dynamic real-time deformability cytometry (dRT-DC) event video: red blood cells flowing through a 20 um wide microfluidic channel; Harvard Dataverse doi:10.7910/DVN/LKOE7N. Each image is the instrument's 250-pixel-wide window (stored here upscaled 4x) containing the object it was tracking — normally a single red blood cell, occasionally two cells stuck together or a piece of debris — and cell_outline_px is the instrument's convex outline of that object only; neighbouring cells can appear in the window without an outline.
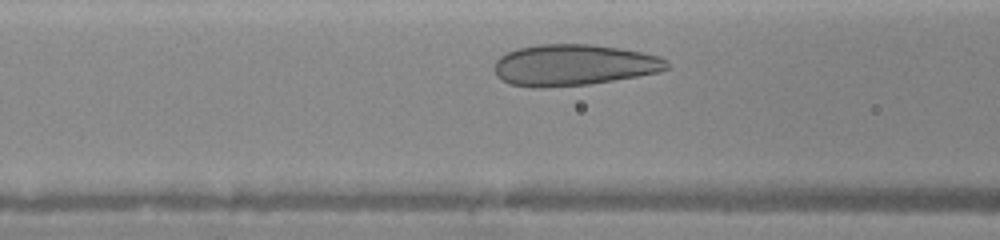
{"species": "human", "species_latin": "Homo sapiens", "temperature_condition": "warm", "stored_images_in_passage": 10, "camera_frame_rate_fps": 3000, "um_per_image_px": 0.085, "donor": {"sex": "female"}, "frame": {"image": 1, "passage_image": 7, "time_ms": 2.333, "image_size_px": [1000, 240], "cell_outline_px": [[672, 68], [660, 72], [588, 84], [544, 88], [532, 88], [508, 84], [500, 80], [496, 76], [492, 68], [496, 60], [500, 56], [516, 48], [540, 44], [592, 44], [620, 48], [660, 56], [668, 60]], "centroid_in_image_um": [48.74, 5.53], "position_along_channel_um": 117.9, "area_um2": 42.02}}
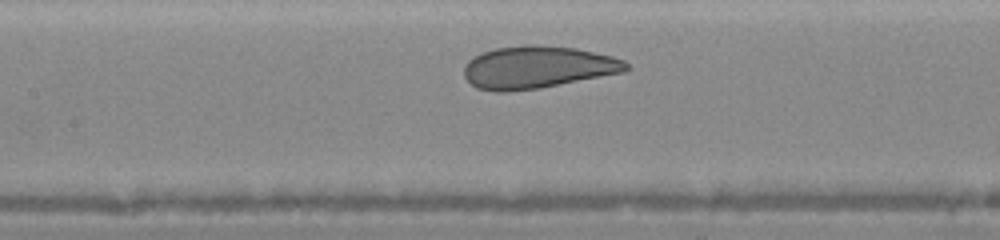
{"frame": {"image": 2, "passage_image": 9, "time_ms": 3.333, "image_size_px": [1000, 240], "cell_outline_px": [[632, 68], [624, 72], [540, 88], [508, 92], [496, 92], [476, 88], [464, 76], [464, 64], [468, 60], [480, 52], [496, 48], [532, 44], [576, 48], [612, 56], [624, 60]], "centroid_in_image_um": [45.68, 5.72], "position_along_channel_um": 161.7, "area_um2": 40.23}}